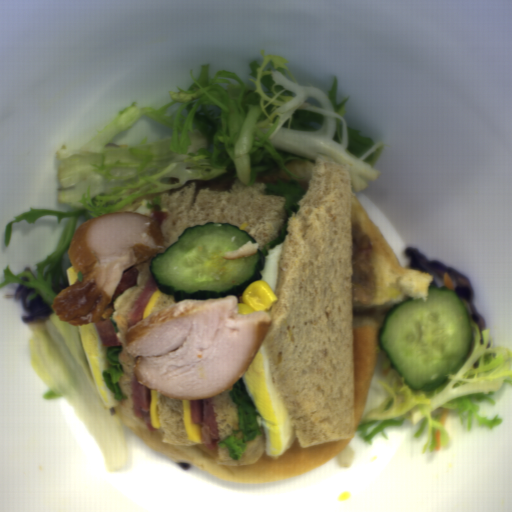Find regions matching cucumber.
<instances>
[{"label":"cucumber","mask_w":512,"mask_h":512,"mask_svg":"<svg viewBox=\"0 0 512 512\" xmlns=\"http://www.w3.org/2000/svg\"><path fill=\"white\" fill-rule=\"evenodd\" d=\"M473 325L454 291L429 286L428 298L405 299L386 313L378 330L380 351L413 392H430L450 381L467 362Z\"/></svg>","instance_id":"cucumber-1"},{"label":"cucumber","mask_w":512,"mask_h":512,"mask_svg":"<svg viewBox=\"0 0 512 512\" xmlns=\"http://www.w3.org/2000/svg\"><path fill=\"white\" fill-rule=\"evenodd\" d=\"M247 241L258 244L247 231L230 222L206 221L190 226L163 253L151 257V278L161 294L173 296V303L243 296L249 285L263 276L264 252L258 249L238 259L221 255L238 250Z\"/></svg>","instance_id":"cucumber-2"}]
</instances>
